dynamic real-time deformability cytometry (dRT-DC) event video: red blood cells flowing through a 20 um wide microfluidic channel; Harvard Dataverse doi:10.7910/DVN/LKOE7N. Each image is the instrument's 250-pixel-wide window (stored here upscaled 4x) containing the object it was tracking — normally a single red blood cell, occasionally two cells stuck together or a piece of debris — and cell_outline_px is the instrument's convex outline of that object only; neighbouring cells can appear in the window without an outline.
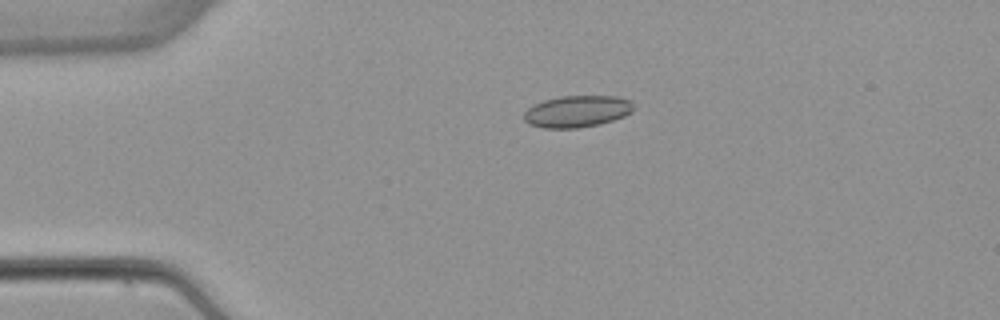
{"species": "common noctule bat (a hibernating species)", "species_latin": "Nyctalus noctula", "temperature_condition": "warm", "stored_images_in_passage": 4, "camera_frame_rate_fps": 3000, "um_per_image_px": 0.085, "animal": {"sex": "female", "body_mass_g": 22.7, "forearm_length_mm": 54.2}, "frame": {"image": 1, "passage_image": 3, "time_ms": 3.333, "image_size_px": [1000, 320], "cell_outline_px": [[636, 108], [632, 112], [624, 116], [600, 124], [576, 128], [544, 128], [528, 124], [524, 120], [524, 112], [528, 108], [544, 100], [560, 96], [616, 96], [632, 100]], "centroid_in_image_um": [49.09, 9.46], "position_along_channel_um": 35.9, "area_um2": 20.4}}
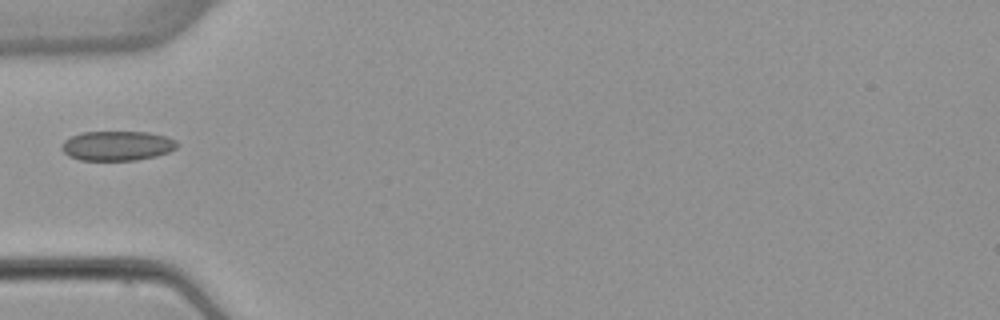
{"frame": {"image": 2, "passage_image": 4, "time_ms": 5.333, "image_size_px": [1000, 320], "cell_outline_px": [[176, 148], [168, 152], [156, 156], [136, 160], [80, 160], [68, 156], [60, 148], [64, 140], [72, 136], [84, 132], [148, 132], [164, 136], [176, 140]], "centroid_in_image_um": [9.93, 12.39], "position_along_channel_um": 75.1, "area_um2": 19.83}}